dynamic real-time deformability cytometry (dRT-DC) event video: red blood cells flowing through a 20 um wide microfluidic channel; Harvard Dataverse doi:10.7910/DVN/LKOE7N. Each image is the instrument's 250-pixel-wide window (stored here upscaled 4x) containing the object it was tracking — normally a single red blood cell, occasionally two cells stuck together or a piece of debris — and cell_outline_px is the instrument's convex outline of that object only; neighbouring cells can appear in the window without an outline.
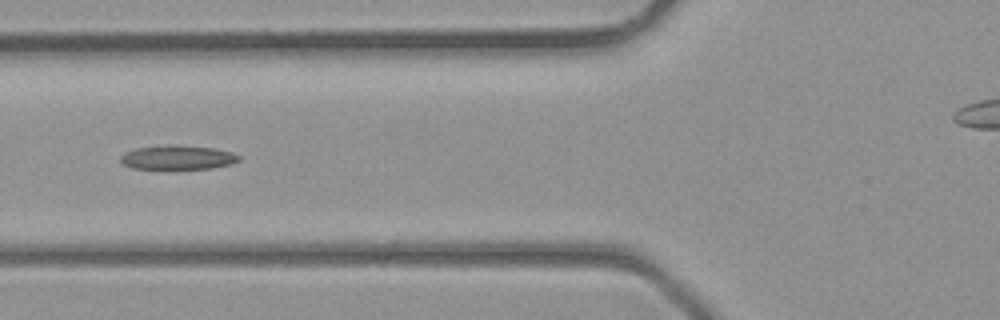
{"species": "common noctule bat (a hibernating species)", "species_latin": "Nyctalus noctula", "temperature_condition": "room temperature", "stored_images_in_passage": 34, "camera_frame_rate_fps": 3000, "um_per_image_px": 0.085, "animal": {"sex": "male", "body_mass_g": 23.1, "forearm_length_mm": 52.7}, "frame": {"image": 1, "passage_image": 10, "time_ms": 3.0, "image_size_px": [1000, 320], "cell_outline_px": [[240, 160], [232, 164], [212, 168], [132, 168], [124, 164], [120, 160], [120, 156], [124, 152], [136, 148], [168, 144], [176, 144], [212, 148], [232, 152], [240, 156]], "centroid_in_image_um": [15.11, 13.36], "position_along_channel_um": 110.7, "area_um2": 16.65}}
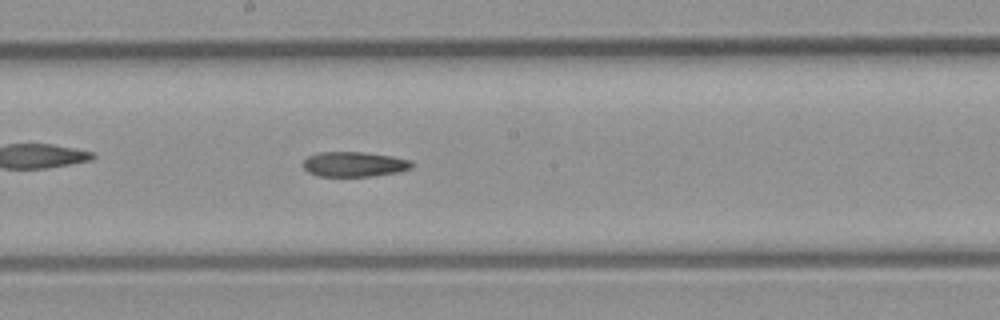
{"frame": {"image": 2, "passage_image": 16, "time_ms": 5.0, "image_size_px": [1000, 320], "cell_outline_px": [[416, 164], [412, 168], [400, 172], [372, 176], [316, 176], [308, 172], [304, 168], [304, 160], [308, 156], [320, 152], [360, 152], [392, 156], [412, 160]], "centroid_in_image_um": [30.16, 13.96], "position_along_channel_um": 218.0, "area_um2": 15.95}}
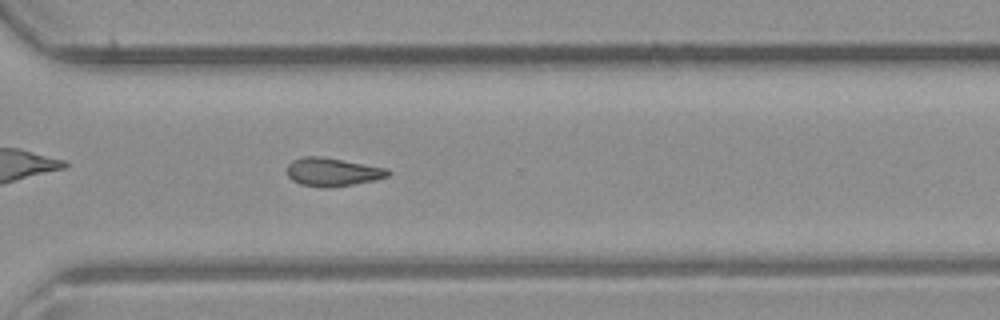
{"frame": {"image": 3, "passage_image": 23, "time_ms": 7.333, "image_size_px": [1000, 320], "cell_outline_px": [[392, 172], [388, 176], [376, 180], [332, 188], [320, 188], [300, 184], [292, 180], [288, 176], [288, 164], [292, 160], [304, 156], [320, 156], [388, 168]], "centroid_in_image_um": [28.28, 14.63], "position_along_channel_um": 342.3, "area_um2": 16.88}}